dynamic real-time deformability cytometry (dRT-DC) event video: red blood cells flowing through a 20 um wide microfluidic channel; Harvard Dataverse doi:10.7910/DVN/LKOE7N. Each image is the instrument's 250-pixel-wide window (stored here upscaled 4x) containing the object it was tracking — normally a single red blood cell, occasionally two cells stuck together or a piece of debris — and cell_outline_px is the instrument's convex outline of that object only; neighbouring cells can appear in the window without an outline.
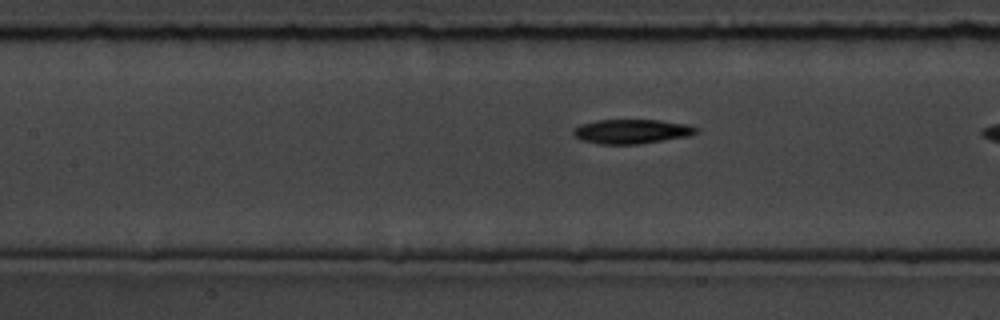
{"species": "common noctule bat (a hibernating species)", "species_latin": "Nyctalus noctula", "temperature_condition": "room temperature", "stored_images_in_passage": 8, "camera_frame_rate_fps": 3000, "um_per_image_px": 0.085, "animal": {"sex": "male", "body_mass_g": 19.5, "forearm_length_mm": 54.6}, "frame": {"image": 1, "passage_image": 5, "time_ms": 1.333, "image_size_px": [1000, 320], "cell_outline_px": [[700, 132], [688, 136], [640, 144], [600, 144], [580, 140], [572, 132], [572, 128], [580, 124], [596, 120], [660, 120], [688, 124], [700, 128]], "centroid_in_image_um": [53.71, 11.17], "position_along_channel_um": 153.7, "area_um2": 17.69}}